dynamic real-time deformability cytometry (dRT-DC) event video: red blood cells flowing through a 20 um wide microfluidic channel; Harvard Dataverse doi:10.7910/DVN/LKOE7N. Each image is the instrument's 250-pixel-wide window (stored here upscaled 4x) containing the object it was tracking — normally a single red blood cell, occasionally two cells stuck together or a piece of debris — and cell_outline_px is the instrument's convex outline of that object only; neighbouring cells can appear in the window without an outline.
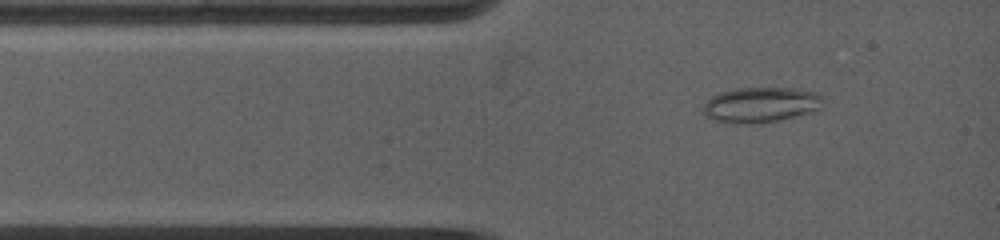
{"species": "common noctule bat (a hibernating species)", "species_latin": "Nyctalus noctula", "temperature_condition": "warm", "stored_images_in_passage": 24, "camera_frame_rate_fps": 5000, "um_per_image_px": 0.085, "animal": {"sex": "female", "body_mass_g": 19.0, "forearm_length_mm": 53.3}, "frame": {"image": 1, "passage_image": 5, "time_ms": 1.0, "image_size_px": [1000, 240], "cell_outline_px": [[824, 96], [820, 108], [808, 112], [780, 120], [752, 124], [732, 124], [712, 120], [704, 116], [704, 104], [712, 96], [720, 92], [736, 88], [792, 88], [816, 92]], "centroid_in_image_um": [64.63, 8.91], "position_along_channel_um": 20.4, "area_um2": 24.74}}
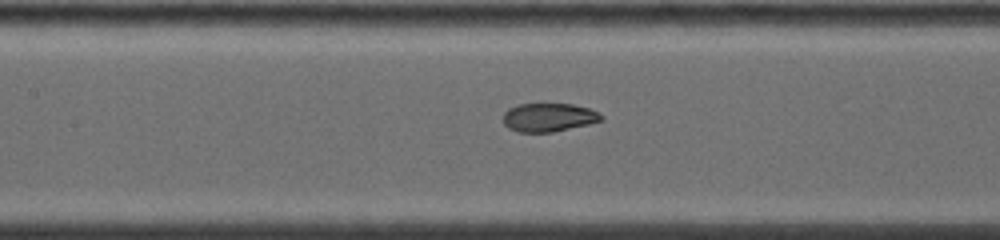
{"frame": {"image": 2, "passage_image": 16, "time_ms": 5.0, "image_size_px": [1000, 240], "cell_outline_px": [[604, 120], [588, 124], [552, 132], [516, 132], [508, 128], [504, 124], [504, 112], [508, 108], [520, 104], [572, 104], [588, 108], [600, 112], [604, 116]], "centroid_in_image_um": [46.65, 9.98], "position_along_channel_um": 160.8, "area_um2": 16.36}}
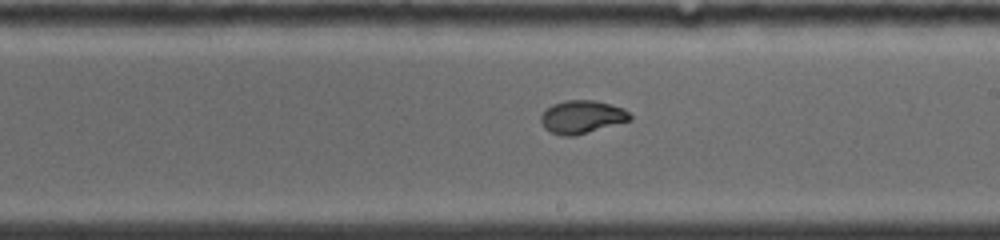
{"frame": {"image": 3, "passage_image": 22, "time_ms": 7.0, "image_size_px": [1000, 240], "cell_outline_px": [[632, 120], [572, 136], [564, 136], [552, 132], [544, 128], [540, 120], [540, 116], [552, 104], [564, 100], [596, 100], [624, 108], [632, 116]], "centroid_in_image_um": [49.47, 9.92], "position_along_channel_um": 239.5, "area_um2": 17.05}}